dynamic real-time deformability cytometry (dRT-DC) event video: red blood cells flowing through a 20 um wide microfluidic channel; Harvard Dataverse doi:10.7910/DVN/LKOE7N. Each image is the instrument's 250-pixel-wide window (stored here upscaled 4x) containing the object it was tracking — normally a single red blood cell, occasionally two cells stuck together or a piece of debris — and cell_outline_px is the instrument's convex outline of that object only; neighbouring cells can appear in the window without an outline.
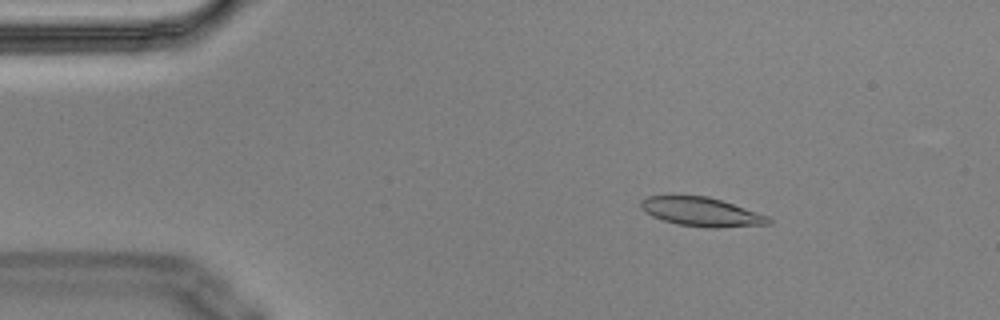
{"species": "Egyptian fruit bat (a non-hibernating species)", "species_latin": "Rousettus aegyptiacus", "temperature_condition": "cold", "stored_images_in_passage": 5, "camera_frame_rate_fps": 3000, "um_per_image_px": 0.085, "animal": {"sex": "male"}, "frame": {"image": 1, "passage_image": 3, "time_ms": 0.667, "image_size_px": [1000, 320], "cell_outline_px": [[772, 224], [716, 228], [708, 228], [676, 224], [652, 216], [644, 212], [640, 208], [640, 200], [648, 196], [708, 196], [768, 216], [772, 220]], "centroid_in_image_um": [59.6, 18.02], "position_along_channel_um": 25.4, "area_um2": 21.44}}